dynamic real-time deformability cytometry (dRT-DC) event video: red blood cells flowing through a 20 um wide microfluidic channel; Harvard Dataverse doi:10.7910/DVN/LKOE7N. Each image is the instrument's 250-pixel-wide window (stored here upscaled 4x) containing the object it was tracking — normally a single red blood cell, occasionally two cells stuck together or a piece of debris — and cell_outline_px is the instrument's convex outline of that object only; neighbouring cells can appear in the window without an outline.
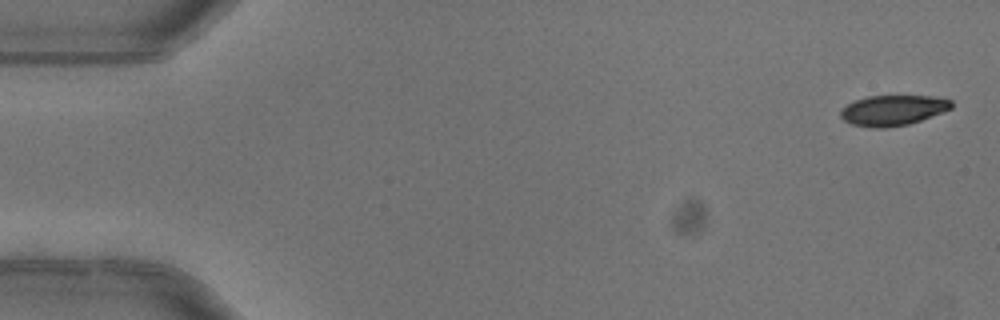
{"species": "common noctule bat (a hibernating species)", "species_latin": "Nyctalus noctula", "temperature_condition": "warm", "stored_images_in_passage": 5, "camera_frame_rate_fps": 3000, "um_per_image_px": 0.085, "animal": {"sex": "female"}, "frame": {"image": 1, "passage_image": 1, "time_ms": 0.0, "image_size_px": [1000, 320], "cell_outline_px": [[952, 108], [920, 120], [908, 124], [888, 128], [872, 128], [852, 124], [844, 120], [840, 116], [840, 112], [848, 104], [856, 100], [868, 96], [932, 96], [952, 100]], "centroid_in_image_um": [75.89, 9.38], "position_along_channel_um": 9.1, "area_um2": 19.42}}
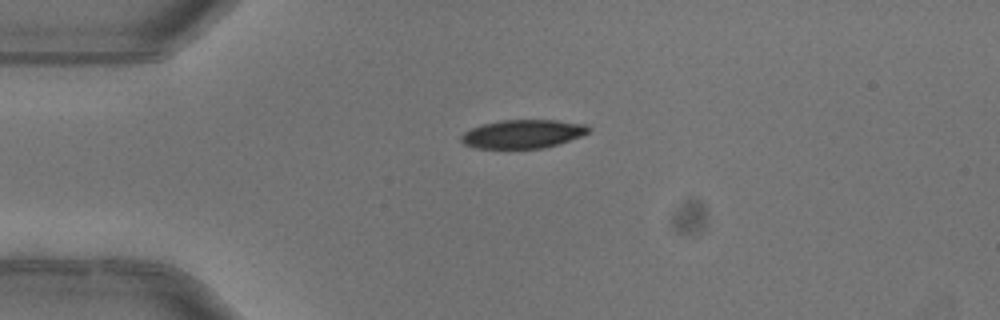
{"frame": {"image": 2, "passage_image": 4, "time_ms": 1.0, "image_size_px": [1000, 320], "cell_outline_px": [[588, 132], [580, 136], [544, 148], [476, 148], [464, 144], [460, 140], [460, 136], [464, 132], [480, 124], [500, 120], [556, 120], [588, 124]], "centroid_in_image_um": [44.39, 11.37], "position_along_channel_um": 40.6, "area_um2": 21.1}}